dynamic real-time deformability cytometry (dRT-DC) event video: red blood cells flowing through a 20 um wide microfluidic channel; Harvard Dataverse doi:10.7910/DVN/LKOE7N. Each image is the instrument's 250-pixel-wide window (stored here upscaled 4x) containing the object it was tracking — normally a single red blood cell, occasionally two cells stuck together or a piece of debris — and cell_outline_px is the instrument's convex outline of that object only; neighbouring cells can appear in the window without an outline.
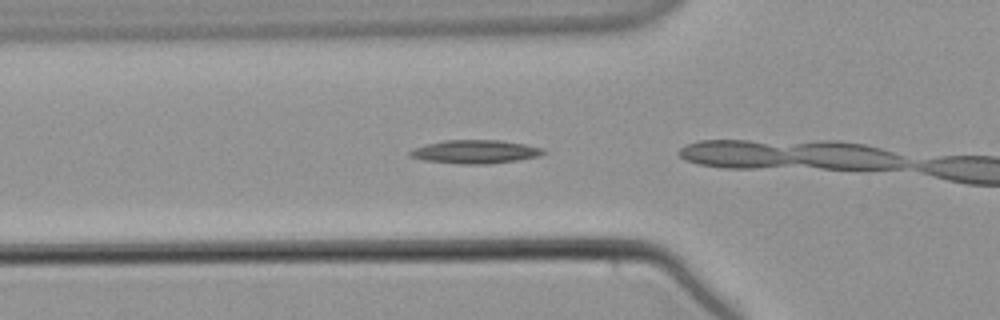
{"species": "common noctule bat (a hibernating species)", "species_latin": "Nyctalus noctula", "temperature_condition": "warm", "stored_images_in_passage": 7, "camera_frame_rate_fps": 3000, "um_per_image_px": 0.085, "animal": {"sex": "male", "body_mass_g": 21.5, "forearm_length_mm": 52.0}, "frame": {"image": 1, "passage_image": 5, "time_ms": 1.333, "image_size_px": [1000, 320], "cell_outline_px": [[548, 152], [540, 156], [520, 160], [488, 164], [456, 164], [424, 160], [408, 156], [408, 152], [412, 148], [444, 140], [500, 140], [524, 144], [544, 148]], "centroid_in_image_um": [40.42, 12.9], "position_along_channel_um": 85.4, "area_um2": 18.5}}